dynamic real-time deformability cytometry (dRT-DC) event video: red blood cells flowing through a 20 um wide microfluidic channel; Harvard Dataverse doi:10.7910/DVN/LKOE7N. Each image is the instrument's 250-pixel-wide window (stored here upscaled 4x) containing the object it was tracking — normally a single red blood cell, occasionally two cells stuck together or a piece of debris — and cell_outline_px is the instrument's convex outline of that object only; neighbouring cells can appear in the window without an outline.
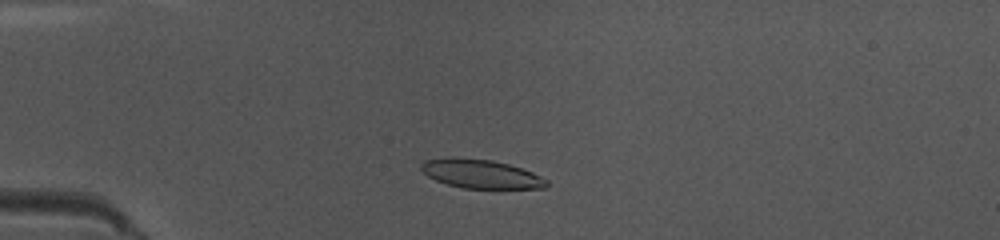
{"species": "common noctule bat (a hibernating species)", "species_latin": "Nyctalus noctula", "temperature_condition": "warm", "stored_images_in_passage": 50, "camera_frame_rate_fps": 3000, "um_per_image_px": 0.085, "animal": {"sex": "female", "body_mass_g": 10.0, "forearm_length_mm": 53.1}, "frame": {"image": 1, "passage_image": 13, "time_ms": 4.0, "image_size_px": [1000, 240], "cell_outline_px": [[548, 184], [544, 188], [464, 188], [448, 184], [436, 180], [428, 176], [420, 168], [420, 164], [424, 160], [452, 156], [492, 160], [508, 164], [532, 172], [548, 180]], "centroid_in_image_um": [40.84, 14.76], "position_along_channel_um": 44.2, "area_um2": 21.04}}
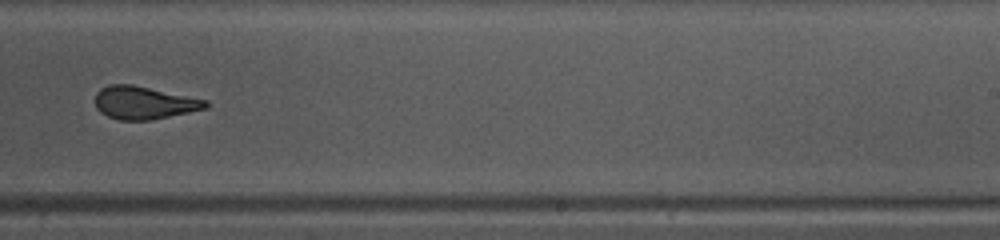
{"frame": {"image": 2, "passage_image": 32, "time_ms": 10.333, "image_size_px": [1000, 240], "cell_outline_px": [[208, 108], [152, 120], [120, 120], [108, 116], [100, 112], [96, 108], [96, 92], [100, 88], [108, 84], [132, 84], [208, 100]], "centroid_in_image_um": [12.24, 8.73], "position_along_channel_um": 276.8, "area_um2": 21.21}}
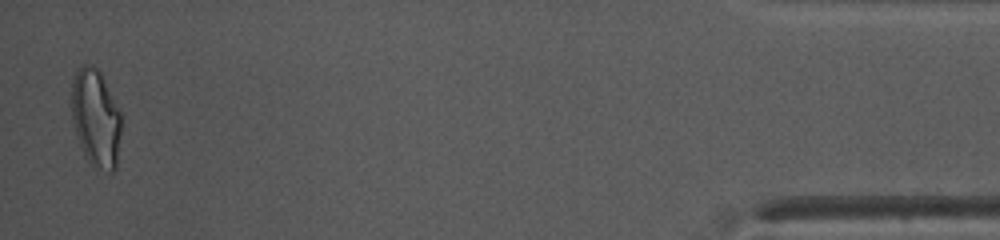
{"frame": {"image": 3, "passage_image": 49, "time_ms": 16.0, "image_size_px": [1000, 240], "cell_outline_px": [[120, 132], [116, 168], [112, 172], [108, 172], [100, 168], [88, 160], [84, 156], [76, 136], [72, 120], [72, 80], [76, 72], [84, 64], [92, 64], [100, 72], [120, 112]], "centroid_in_image_um": [8.12, 10.04], "position_along_channel_um": 427.1, "area_um2": 27.92}, "authors_computed_cell_mechanics": {"area_um2": 21.7617, "velocity_mm_per_s": 4.0293, "shape_relaxation_time_tau1_ms": 4.7735, "shape_relaxation_time_tau2_ms": 1.4442, "deformation_change_tau1": 0.1801, "deformation_change_tau2": 0.0978}}